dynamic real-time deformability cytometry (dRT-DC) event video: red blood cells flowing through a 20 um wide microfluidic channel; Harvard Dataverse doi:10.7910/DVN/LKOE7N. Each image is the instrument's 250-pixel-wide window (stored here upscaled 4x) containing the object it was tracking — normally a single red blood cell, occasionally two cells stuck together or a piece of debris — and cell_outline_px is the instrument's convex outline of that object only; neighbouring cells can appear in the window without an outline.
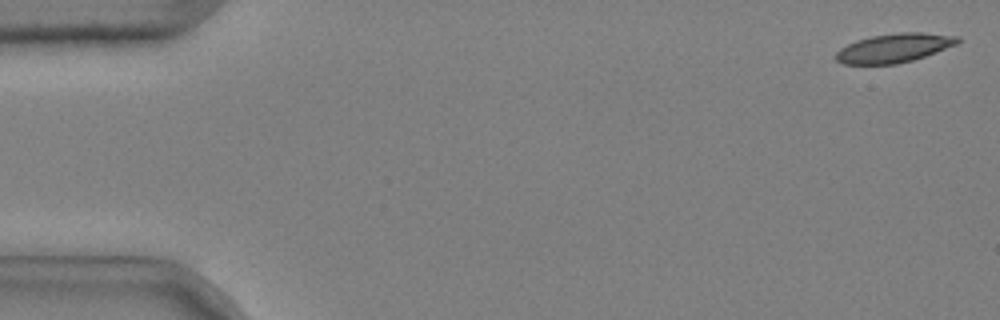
{"species": "common noctule bat (a hibernating species)", "species_latin": "Nyctalus noctula", "temperature_condition": "cold", "stored_images_in_passage": 5, "camera_frame_rate_fps": 3000, "um_per_image_px": 0.085, "animal": {"sex": "male", "body_mass_g": 20.4}, "frame": {"image": 1, "passage_image": 1, "time_ms": 0.0, "image_size_px": [1000, 320], "cell_outline_px": [[960, 40], [956, 44], [936, 52], [912, 60], [896, 64], [844, 64], [836, 60], [836, 52], [840, 48], [856, 40], [872, 36], [900, 32], [920, 32], [960, 36]], "centroid_in_image_um": [75.99, 4.07], "position_along_channel_um": 9.0, "area_um2": 20.4}}
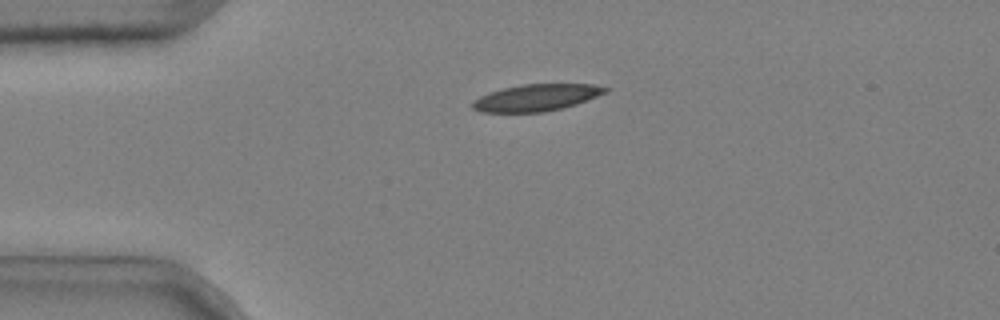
{"frame": {"image": 2, "passage_image": 4, "time_ms": 1.0, "image_size_px": [1000, 320], "cell_outline_px": [[608, 92], [576, 104], [564, 108], [544, 112], [480, 112], [472, 108], [472, 100], [488, 92], [520, 84], [592, 84], [608, 88]], "centroid_in_image_um": [45.57, 8.3], "position_along_channel_um": 39.4, "area_um2": 20.81}}